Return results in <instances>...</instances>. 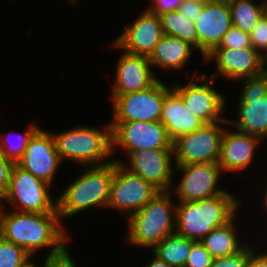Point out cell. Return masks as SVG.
Segmentation results:
<instances>
[{"instance_id":"1","label":"cell","mask_w":267,"mask_h":267,"mask_svg":"<svg viewBox=\"0 0 267 267\" xmlns=\"http://www.w3.org/2000/svg\"><path fill=\"white\" fill-rule=\"evenodd\" d=\"M4 206L0 205L1 237L22 247L31 257L47 247L46 256H54L68 246L71 238L58 213L7 212Z\"/></svg>"},{"instance_id":"2","label":"cell","mask_w":267,"mask_h":267,"mask_svg":"<svg viewBox=\"0 0 267 267\" xmlns=\"http://www.w3.org/2000/svg\"><path fill=\"white\" fill-rule=\"evenodd\" d=\"M178 203L175 232L194 241H201L211 230L229 222L241 206L240 198L232 193Z\"/></svg>"},{"instance_id":"3","label":"cell","mask_w":267,"mask_h":267,"mask_svg":"<svg viewBox=\"0 0 267 267\" xmlns=\"http://www.w3.org/2000/svg\"><path fill=\"white\" fill-rule=\"evenodd\" d=\"M84 170L56 198L57 212L62 223L63 218L68 219L93 207L107 209L114 160L105 165L84 167Z\"/></svg>"},{"instance_id":"4","label":"cell","mask_w":267,"mask_h":267,"mask_svg":"<svg viewBox=\"0 0 267 267\" xmlns=\"http://www.w3.org/2000/svg\"><path fill=\"white\" fill-rule=\"evenodd\" d=\"M61 161L66 159L81 167L100 166L112 162L110 123L101 127L74 126L52 133ZM107 159V160H106ZM109 159V160H108Z\"/></svg>"},{"instance_id":"5","label":"cell","mask_w":267,"mask_h":267,"mask_svg":"<svg viewBox=\"0 0 267 267\" xmlns=\"http://www.w3.org/2000/svg\"><path fill=\"white\" fill-rule=\"evenodd\" d=\"M172 196L171 191H160L143 208L126 219V241L129 244L153 249L167 235L175 232L177 202L172 201Z\"/></svg>"},{"instance_id":"6","label":"cell","mask_w":267,"mask_h":267,"mask_svg":"<svg viewBox=\"0 0 267 267\" xmlns=\"http://www.w3.org/2000/svg\"><path fill=\"white\" fill-rule=\"evenodd\" d=\"M50 187V184L33 176L15 163L11 171L8 190L0 205L8 201L13 211L58 213L57 199H52Z\"/></svg>"},{"instance_id":"7","label":"cell","mask_w":267,"mask_h":267,"mask_svg":"<svg viewBox=\"0 0 267 267\" xmlns=\"http://www.w3.org/2000/svg\"><path fill=\"white\" fill-rule=\"evenodd\" d=\"M112 157L117 150L131 152L150 149H173L165 126L160 121L110 122Z\"/></svg>"},{"instance_id":"8","label":"cell","mask_w":267,"mask_h":267,"mask_svg":"<svg viewBox=\"0 0 267 267\" xmlns=\"http://www.w3.org/2000/svg\"><path fill=\"white\" fill-rule=\"evenodd\" d=\"M161 80L142 91L111 96V122L160 121L165 95L172 89Z\"/></svg>"},{"instance_id":"9","label":"cell","mask_w":267,"mask_h":267,"mask_svg":"<svg viewBox=\"0 0 267 267\" xmlns=\"http://www.w3.org/2000/svg\"><path fill=\"white\" fill-rule=\"evenodd\" d=\"M194 76L186 85L174 82L172 89L182 98L187 108L206 124L225 121L227 118L222 115L227 98L214 88L215 79L208 78L204 72H200L197 78L195 74Z\"/></svg>"},{"instance_id":"10","label":"cell","mask_w":267,"mask_h":267,"mask_svg":"<svg viewBox=\"0 0 267 267\" xmlns=\"http://www.w3.org/2000/svg\"><path fill=\"white\" fill-rule=\"evenodd\" d=\"M159 192L152 184L114 160V175L107 208L125 212L128 219Z\"/></svg>"},{"instance_id":"11","label":"cell","mask_w":267,"mask_h":267,"mask_svg":"<svg viewBox=\"0 0 267 267\" xmlns=\"http://www.w3.org/2000/svg\"><path fill=\"white\" fill-rule=\"evenodd\" d=\"M175 168L176 173L182 174L178 185L171 189L178 202H193L230 193L218 185L223 171L217 162L175 165Z\"/></svg>"},{"instance_id":"12","label":"cell","mask_w":267,"mask_h":267,"mask_svg":"<svg viewBox=\"0 0 267 267\" xmlns=\"http://www.w3.org/2000/svg\"><path fill=\"white\" fill-rule=\"evenodd\" d=\"M222 123L228 124V118L225 121L205 124L202 128L175 140L173 142L174 164L217 162L223 133L227 128H223Z\"/></svg>"},{"instance_id":"13","label":"cell","mask_w":267,"mask_h":267,"mask_svg":"<svg viewBox=\"0 0 267 267\" xmlns=\"http://www.w3.org/2000/svg\"><path fill=\"white\" fill-rule=\"evenodd\" d=\"M127 157L129 163L114 159V157L112 160L122 163L125 168L139 175L159 191H171L175 183V179H173L175 172L173 168V163H175L173 162V149L135 151L131 152Z\"/></svg>"},{"instance_id":"14","label":"cell","mask_w":267,"mask_h":267,"mask_svg":"<svg viewBox=\"0 0 267 267\" xmlns=\"http://www.w3.org/2000/svg\"><path fill=\"white\" fill-rule=\"evenodd\" d=\"M215 61L216 71L209 76L227 81H238L243 78L256 76L263 73L264 57L253 47L248 48H214L204 57V63Z\"/></svg>"},{"instance_id":"15","label":"cell","mask_w":267,"mask_h":267,"mask_svg":"<svg viewBox=\"0 0 267 267\" xmlns=\"http://www.w3.org/2000/svg\"><path fill=\"white\" fill-rule=\"evenodd\" d=\"M126 27L111 48L149 57L164 36L161 18L147 8Z\"/></svg>"},{"instance_id":"16","label":"cell","mask_w":267,"mask_h":267,"mask_svg":"<svg viewBox=\"0 0 267 267\" xmlns=\"http://www.w3.org/2000/svg\"><path fill=\"white\" fill-rule=\"evenodd\" d=\"M62 163L51 132L39 128L30 138L26 150L16 164L51 186Z\"/></svg>"},{"instance_id":"17","label":"cell","mask_w":267,"mask_h":267,"mask_svg":"<svg viewBox=\"0 0 267 267\" xmlns=\"http://www.w3.org/2000/svg\"><path fill=\"white\" fill-rule=\"evenodd\" d=\"M122 53L116 62L111 96L142 91L151 87L159 80L155 76L156 72L151 68L148 57L130 54L123 50Z\"/></svg>"},{"instance_id":"18","label":"cell","mask_w":267,"mask_h":267,"mask_svg":"<svg viewBox=\"0 0 267 267\" xmlns=\"http://www.w3.org/2000/svg\"><path fill=\"white\" fill-rule=\"evenodd\" d=\"M194 23L199 38V52L204 60L233 26L229 5L207 0Z\"/></svg>"},{"instance_id":"19","label":"cell","mask_w":267,"mask_h":267,"mask_svg":"<svg viewBox=\"0 0 267 267\" xmlns=\"http://www.w3.org/2000/svg\"><path fill=\"white\" fill-rule=\"evenodd\" d=\"M261 143V138L225 128L217 163L224 173L241 174L253 162L256 148Z\"/></svg>"},{"instance_id":"20","label":"cell","mask_w":267,"mask_h":267,"mask_svg":"<svg viewBox=\"0 0 267 267\" xmlns=\"http://www.w3.org/2000/svg\"><path fill=\"white\" fill-rule=\"evenodd\" d=\"M160 122L165 126L172 142L206 124L187 108L182 98L173 89L165 95Z\"/></svg>"},{"instance_id":"21","label":"cell","mask_w":267,"mask_h":267,"mask_svg":"<svg viewBox=\"0 0 267 267\" xmlns=\"http://www.w3.org/2000/svg\"><path fill=\"white\" fill-rule=\"evenodd\" d=\"M236 120L228 119V124L238 131L267 141V95L258 97H239Z\"/></svg>"},{"instance_id":"22","label":"cell","mask_w":267,"mask_h":267,"mask_svg":"<svg viewBox=\"0 0 267 267\" xmlns=\"http://www.w3.org/2000/svg\"><path fill=\"white\" fill-rule=\"evenodd\" d=\"M194 49L189 42L164 34L148 58L151 66L159 70L179 71L187 65Z\"/></svg>"},{"instance_id":"23","label":"cell","mask_w":267,"mask_h":267,"mask_svg":"<svg viewBox=\"0 0 267 267\" xmlns=\"http://www.w3.org/2000/svg\"><path fill=\"white\" fill-rule=\"evenodd\" d=\"M237 215L238 213L226 224L211 230L200 241L213 259L236 254L248 244L240 241L242 237L235 221Z\"/></svg>"},{"instance_id":"24","label":"cell","mask_w":267,"mask_h":267,"mask_svg":"<svg viewBox=\"0 0 267 267\" xmlns=\"http://www.w3.org/2000/svg\"><path fill=\"white\" fill-rule=\"evenodd\" d=\"M194 242L174 232L167 235L151 251L152 254L173 267H185Z\"/></svg>"},{"instance_id":"25","label":"cell","mask_w":267,"mask_h":267,"mask_svg":"<svg viewBox=\"0 0 267 267\" xmlns=\"http://www.w3.org/2000/svg\"><path fill=\"white\" fill-rule=\"evenodd\" d=\"M256 3L255 0L236 1L229 4L232 25L249 33L267 12L266 0Z\"/></svg>"},{"instance_id":"26","label":"cell","mask_w":267,"mask_h":267,"mask_svg":"<svg viewBox=\"0 0 267 267\" xmlns=\"http://www.w3.org/2000/svg\"><path fill=\"white\" fill-rule=\"evenodd\" d=\"M163 32L178 37L199 50V38L194 21L186 19L179 11H171L160 16Z\"/></svg>"},{"instance_id":"27","label":"cell","mask_w":267,"mask_h":267,"mask_svg":"<svg viewBox=\"0 0 267 267\" xmlns=\"http://www.w3.org/2000/svg\"><path fill=\"white\" fill-rule=\"evenodd\" d=\"M27 128V131L25 130L22 135L18 133L17 137L15 136V141L17 139L16 142L13 140L14 136L12 137L13 139L10 138L9 133L7 135L1 134L0 136L1 153L14 163H16L22 157L30 138L40 127L34 123L30 124Z\"/></svg>"},{"instance_id":"28","label":"cell","mask_w":267,"mask_h":267,"mask_svg":"<svg viewBox=\"0 0 267 267\" xmlns=\"http://www.w3.org/2000/svg\"><path fill=\"white\" fill-rule=\"evenodd\" d=\"M30 258L22 247L0 237V267H20Z\"/></svg>"},{"instance_id":"29","label":"cell","mask_w":267,"mask_h":267,"mask_svg":"<svg viewBox=\"0 0 267 267\" xmlns=\"http://www.w3.org/2000/svg\"><path fill=\"white\" fill-rule=\"evenodd\" d=\"M241 81L242 87L240 91V97H264L267 95V72L243 78L238 80Z\"/></svg>"},{"instance_id":"30","label":"cell","mask_w":267,"mask_h":267,"mask_svg":"<svg viewBox=\"0 0 267 267\" xmlns=\"http://www.w3.org/2000/svg\"><path fill=\"white\" fill-rule=\"evenodd\" d=\"M251 46L249 33L232 26L223 36L219 45L215 48H248Z\"/></svg>"},{"instance_id":"31","label":"cell","mask_w":267,"mask_h":267,"mask_svg":"<svg viewBox=\"0 0 267 267\" xmlns=\"http://www.w3.org/2000/svg\"><path fill=\"white\" fill-rule=\"evenodd\" d=\"M251 46L263 57L267 53V12L249 32Z\"/></svg>"},{"instance_id":"32","label":"cell","mask_w":267,"mask_h":267,"mask_svg":"<svg viewBox=\"0 0 267 267\" xmlns=\"http://www.w3.org/2000/svg\"><path fill=\"white\" fill-rule=\"evenodd\" d=\"M212 256L200 241L192 244L185 267H211Z\"/></svg>"},{"instance_id":"33","label":"cell","mask_w":267,"mask_h":267,"mask_svg":"<svg viewBox=\"0 0 267 267\" xmlns=\"http://www.w3.org/2000/svg\"><path fill=\"white\" fill-rule=\"evenodd\" d=\"M249 258V242L236 254L223 256L212 260L211 267H247Z\"/></svg>"},{"instance_id":"34","label":"cell","mask_w":267,"mask_h":267,"mask_svg":"<svg viewBox=\"0 0 267 267\" xmlns=\"http://www.w3.org/2000/svg\"><path fill=\"white\" fill-rule=\"evenodd\" d=\"M66 247L61 253L54 256H46L44 262L41 263L42 267H77V263L74 262L72 254Z\"/></svg>"},{"instance_id":"35","label":"cell","mask_w":267,"mask_h":267,"mask_svg":"<svg viewBox=\"0 0 267 267\" xmlns=\"http://www.w3.org/2000/svg\"><path fill=\"white\" fill-rule=\"evenodd\" d=\"M14 162L6 158L0 151V202L3 200L9 186L10 175Z\"/></svg>"},{"instance_id":"36","label":"cell","mask_w":267,"mask_h":267,"mask_svg":"<svg viewBox=\"0 0 267 267\" xmlns=\"http://www.w3.org/2000/svg\"><path fill=\"white\" fill-rule=\"evenodd\" d=\"M150 5L147 9L157 14L159 17L165 13L175 11L178 9L182 0H150Z\"/></svg>"},{"instance_id":"37","label":"cell","mask_w":267,"mask_h":267,"mask_svg":"<svg viewBox=\"0 0 267 267\" xmlns=\"http://www.w3.org/2000/svg\"><path fill=\"white\" fill-rule=\"evenodd\" d=\"M206 1L207 0H196L182 2L177 11H179L186 19L195 21L199 17Z\"/></svg>"},{"instance_id":"38","label":"cell","mask_w":267,"mask_h":267,"mask_svg":"<svg viewBox=\"0 0 267 267\" xmlns=\"http://www.w3.org/2000/svg\"><path fill=\"white\" fill-rule=\"evenodd\" d=\"M255 250L256 246L249 243V258L247 267H267V252H259L260 250Z\"/></svg>"},{"instance_id":"39","label":"cell","mask_w":267,"mask_h":267,"mask_svg":"<svg viewBox=\"0 0 267 267\" xmlns=\"http://www.w3.org/2000/svg\"><path fill=\"white\" fill-rule=\"evenodd\" d=\"M145 267H173L154 255V258Z\"/></svg>"},{"instance_id":"40","label":"cell","mask_w":267,"mask_h":267,"mask_svg":"<svg viewBox=\"0 0 267 267\" xmlns=\"http://www.w3.org/2000/svg\"><path fill=\"white\" fill-rule=\"evenodd\" d=\"M33 257H31L29 260H27L23 265H21L20 267H42V265H37L35 262H33L34 260H32Z\"/></svg>"},{"instance_id":"41","label":"cell","mask_w":267,"mask_h":267,"mask_svg":"<svg viewBox=\"0 0 267 267\" xmlns=\"http://www.w3.org/2000/svg\"><path fill=\"white\" fill-rule=\"evenodd\" d=\"M266 188H265V191H263V192H265L264 193V196H263V204H262V206H264V208H265V211L267 212V183H266Z\"/></svg>"},{"instance_id":"42","label":"cell","mask_w":267,"mask_h":267,"mask_svg":"<svg viewBox=\"0 0 267 267\" xmlns=\"http://www.w3.org/2000/svg\"><path fill=\"white\" fill-rule=\"evenodd\" d=\"M213 1L229 5V4L233 3V2L243 1V0H213Z\"/></svg>"},{"instance_id":"43","label":"cell","mask_w":267,"mask_h":267,"mask_svg":"<svg viewBox=\"0 0 267 267\" xmlns=\"http://www.w3.org/2000/svg\"><path fill=\"white\" fill-rule=\"evenodd\" d=\"M264 70L267 72V53L264 55Z\"/></svg>"},{"instance_id":"44","label":"cell","mask_w":267,"mask_h":267,"mask_svg":"<svg viewBox=\"0 0 267 267\" xmlns=\"http://www.w3.org/2000/svg\"><path fill=\"white\" fill-rule=\"evenodd\" d=\"M68 2H71V4H74V6L76 7L77 5V2H78V0H68Z\"/></svg>"},{"instance_id":"45","label":"cell","mask_w":267,"mask_h":267,"mask_svg":"<svg viewBox=\"0 0 267 267\" xmlns=\"http://www.w3.org/2000/svg\"><path fill=\"white\" fill-rule=\"evenodd\" d=\"M190 1H196V0H182V2H190Z\"/></svg>"}]
</instances>
